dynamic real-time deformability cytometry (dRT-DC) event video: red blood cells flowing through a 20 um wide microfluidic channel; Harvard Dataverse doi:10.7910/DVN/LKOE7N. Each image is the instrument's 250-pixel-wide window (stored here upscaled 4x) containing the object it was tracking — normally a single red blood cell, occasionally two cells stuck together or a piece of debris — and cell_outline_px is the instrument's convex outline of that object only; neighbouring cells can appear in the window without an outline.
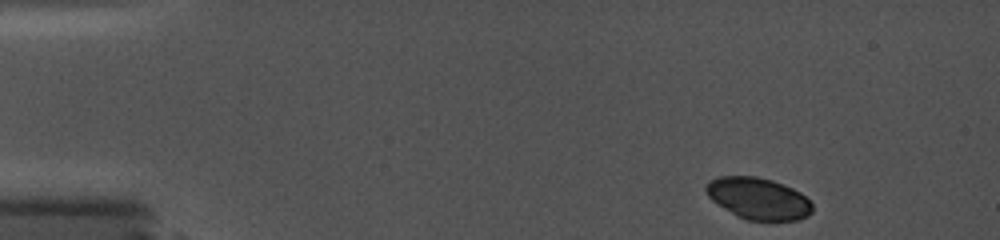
{"species": "common noctule bat (a hibernating species)", "species_latin": "Nyctalus noctula", "temperature_condition": "cold", "stored_images_in_passage": 9, "camera_frame_rate_fps": 5000, "um_per_image_px": 0.085, "animal": {"sex": "female", "body_mass_g": 19.0, "forearm_length_mm": 56.7}, "frame": {"image": 1, "passage_image": 1, "time_ms": 0.0, "image_size_px": [1000, 240], "cell_outline_px": [[812, 212], [808, 216], [796, 220], [748, 220], [736, 216], [716, 204], [708, 196], [704, 188], [708, 180], [720, 176], [756, 176], [772, 180], [792, 188], [800, 192], [812, 204]], "centroid_in_image_um": [64.42, 16.87], "position_along_channel_um": 20.6, "area_um2": 25.89}}
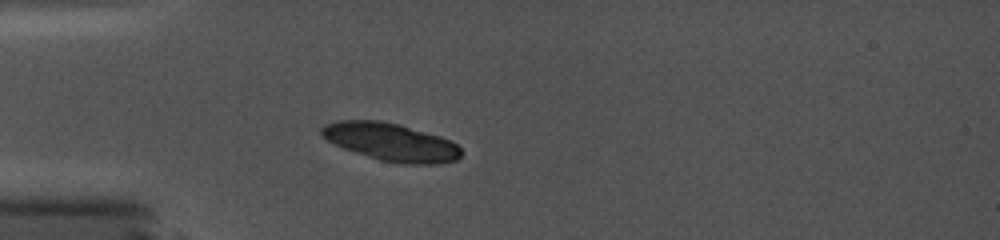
{"frame": {"image": 2, "passage_image": 8, "time_ms": 3.2, "image_size_px": [1000, 240], "cell_outline_px": [[464, 152], [456, 160], [436, 164], [404, 164], [380, 160], [344, 148], [320, 136], [320, 128], [324, 124], [340, 120], [380, 120], [400, 124], [440, 136], [452, 140]], "centroid_in_image_um": [33.25, 12.06], "position_along_channel_um": 51.8, "area_um2": 30.87}}